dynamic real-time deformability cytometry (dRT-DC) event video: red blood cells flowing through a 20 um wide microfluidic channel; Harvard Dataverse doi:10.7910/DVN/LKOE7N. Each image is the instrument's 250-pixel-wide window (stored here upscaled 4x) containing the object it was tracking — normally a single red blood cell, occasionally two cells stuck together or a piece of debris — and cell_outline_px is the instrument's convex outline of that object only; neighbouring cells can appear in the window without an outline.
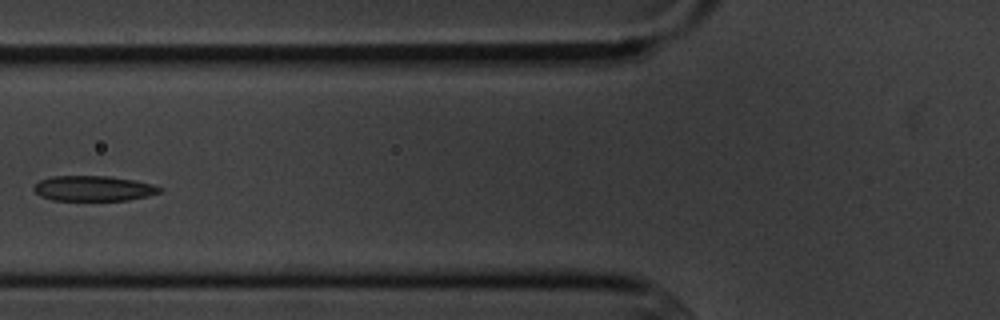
{"species": "common noctule bat (a hibernating species)", "species_latin": "Nyctalus noctula", "temperature_condition": "cold", "stored_images_in_passage": 6, "camera_frame_rate_fps": 3000, "um_per_image_px": 0.085, "animal": {"sex": "male", "body_mass_g": 20.1, "forearm_length_mm": 53.5}, "frame": {"image": 1, "passage_image": 6, "time_ms": 6.0, "image_size_px": [1000, 320], "cell_outline_px": [[164, 188], [160, 192], [148, 196], [128, 200], [52, 200], [40, 196], [32, 188], [40, 180], [52, 176], [108, 176], [136, 180], [152, 184]], "centroid_in_image_um": [7.96, 16.01], "position_along_channel_um": 117.8, "area_um2": 18.55}}